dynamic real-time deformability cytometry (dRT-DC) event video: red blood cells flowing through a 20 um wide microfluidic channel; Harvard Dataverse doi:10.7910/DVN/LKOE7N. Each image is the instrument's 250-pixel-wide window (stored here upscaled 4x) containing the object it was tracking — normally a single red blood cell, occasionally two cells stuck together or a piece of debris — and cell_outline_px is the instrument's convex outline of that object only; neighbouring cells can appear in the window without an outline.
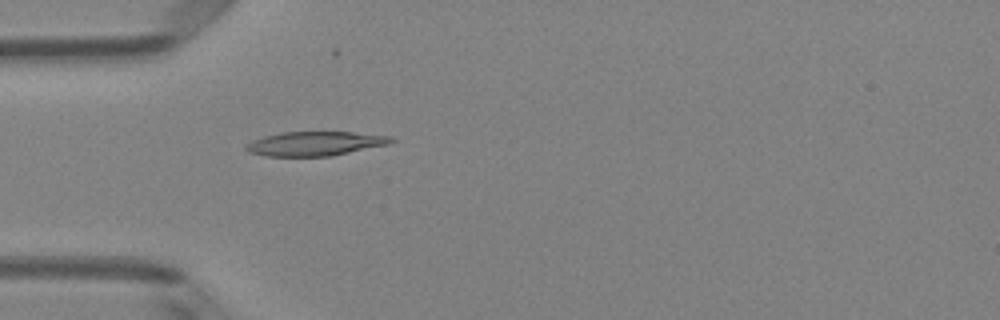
{"species": "Egyptian fruit bat (a non-hibernating species)", "species_latin": "Rousettus aegyptiacus", "temperature_condition": "room temperature", "stored_images_in_passage": 29, "camera_frame_rate_fps": 3000, "um_per_image_px": 0.085, "animal": {"sex": "female"}, "frame": {"image": 1, "passage_image": 1, "time_ms": 0.0, "image_size_px": [1000, 320], "cell_outline_px": [[396, 140], [388, 144], [328, 156], [264, 156], [248, 152], [244, 148], [252, 140], [264, 136], [280, 132], [352, 132], [392, 136]], "centroid_in_image_um": [26.75, 12.2], "position_along_channel_um": 58.2, "area_um2": 20.35}}
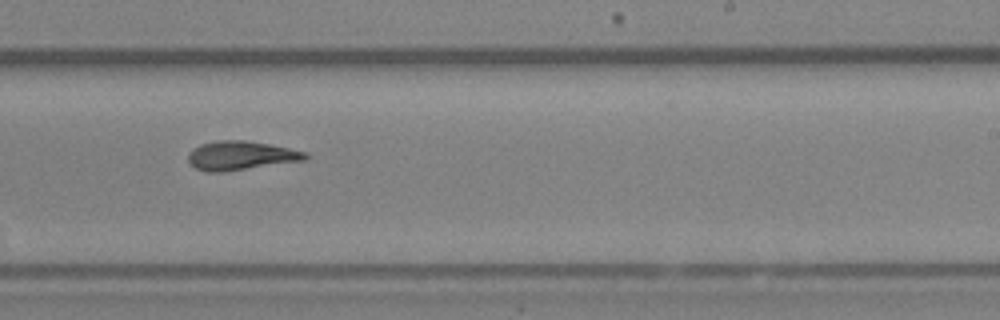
{"frame": {"image": 2, "passage_image": 17, "time_ms": 5.333, "image_size_px": [1000, 320], "cell_outline_px": [[308, 160], [224, 172], [208, 172], [196, 168], [188, 160], [188, 152], [192, 148], [200, 144], [216, 140], [244, 140], [268, 144], [308, 152]], "centroid_in_image_um": [20.48, 13.22], "position_along_channel_um": 268.5, "area_um2": 19.94}}
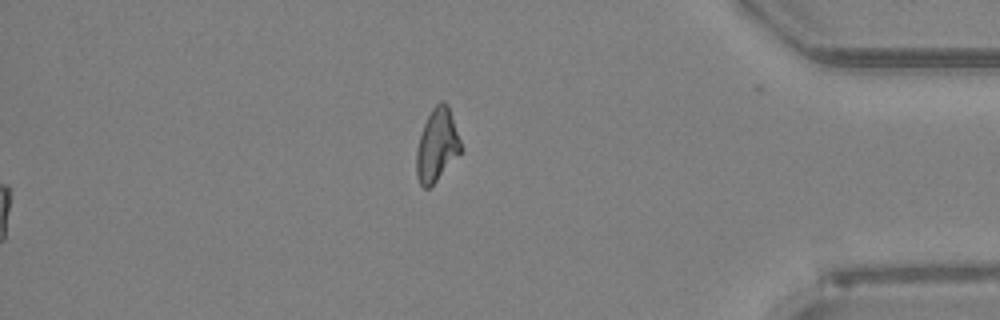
{"frame": {"image": 3, "passage_image": 29, "time_ms": 9.333, "image_size_px": [1000, 320], "cell_outline_px": [[464, 148], [436, 180], [428, 188], [424, 188], [420, 184], [416, 176], [416, 152], [420, 136], [424, 124], [432, 108], [440, 100], [444, 100], [448, 104]], "centroid_in_image_um": [37.15, 12.3], "position_along_channel_um": 398.0, "area_um2": 18.79}, "authors_computed_cell_mechanics": {"area_um2": 19.4208, "velocity_mm_per_s": 4.0318, "shape_relaxation_time_tau1_ms": null, "shape_relaxation_time_tau2_ms": 1.9287, "deformation_change_tau1": null, "deformation_change_tau2": 0.0875}}